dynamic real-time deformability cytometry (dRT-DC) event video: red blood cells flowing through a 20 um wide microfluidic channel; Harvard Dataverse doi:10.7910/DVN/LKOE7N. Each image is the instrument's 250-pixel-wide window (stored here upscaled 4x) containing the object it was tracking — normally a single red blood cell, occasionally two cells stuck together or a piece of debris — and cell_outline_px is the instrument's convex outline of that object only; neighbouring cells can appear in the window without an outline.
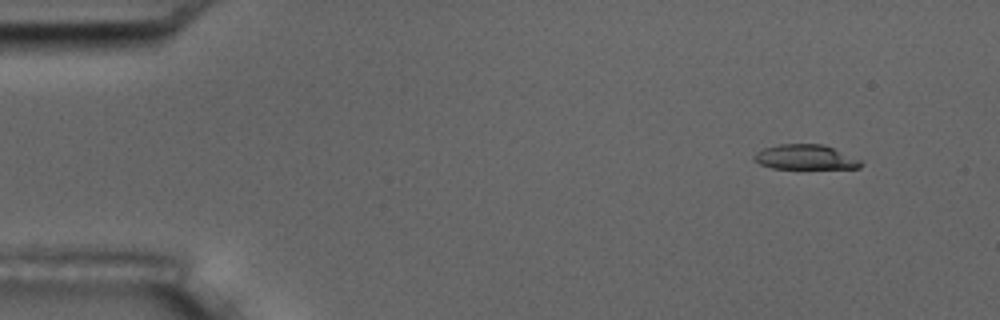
{"species": "common noctule bat (a hibernating species)", "species_latin": "Nyctalus noctula", "temperature_condition": "room temperature", "stored_images_in_passage": 5, "camera_frame_rate_fps": 3000, "um_per_image_px": 0.085, "animal": {"sex": "male", "body_mass_g": 17.5, "forearm_length_mm": 52.3}, "frame": {"image": 1, "passage_image": 2, "time_ms": 1.333, "image_size_px": [1000, 320], "cell_outline_px": [[864, 164], [860, 168], [772, 168], [760, 164], [752, 160], [752, 156], [756, 152], [764, 148], [780, 144], [824, 144], [864, 160]], "centroid_in_image_um": [68.49, 13.35], "position_along_channel_um": 16.5, "area_um2": 15.66}}
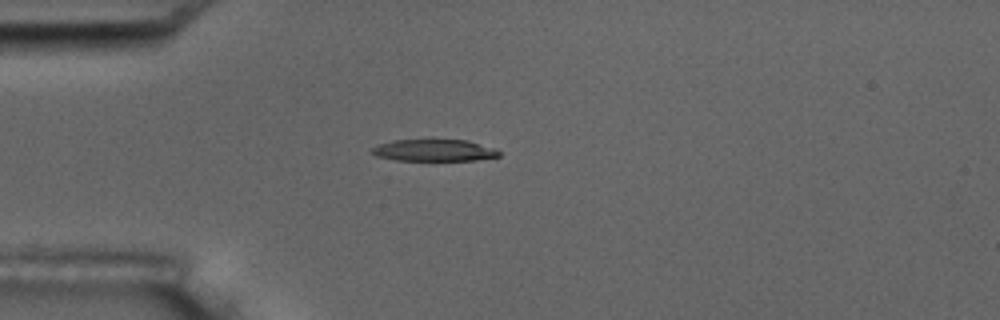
{"frame": {"image": 2, "passage_image": 5, "time_ms": 4.667, "image_size_px": [1000, 320], "cell_outline_px": [[500, 156], [476, 160], [396, 160], [376, 156], [372, 152], [372, 148], [376, 144], [392, 140], [428, 136], [468, 140], [496, 148], [500, 152]], "centroid_in_image_um": [36.88, 12.71], "position_along_channel_um": 48.1, "area_um2": 17.28}}